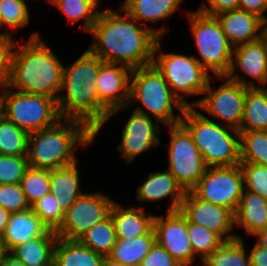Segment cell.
<instances>
[{
	"label": "cell",
	"mask_w": 267,
	"mask_h": 266,
	"mask_svg": "<svg viewBox=\"0 0 267 266\" xmlns=\"http://www.w3.org/2000/svg\"><path fill=\"white\" fill-rule=\"evenodd\" d=\"M29 8L26 0H0V21L2 27L23 28L30 24Z\"/></svg>",
	"instance_id": "obj_36"
},
{
	"label": "cell",
	"mask_w": 267,
	"mask_h": 266,
	"mask_svg": "<svg viewBox=\"0 0 267 266\" xmlns=\"http://www.w3.org/2000/svg\"><path fill=\"white\" fill-rule=\"evenodd\" d=\"M155 242L153 229L148 234L133 239H117L106 259L121 266H139Z\"/></svg>",
	"instance_id": "obj_26"
},
{
	"label": "cell",
	"mask_w": 267,
	"mask_h": 266,
	"mask_svg": "<svg viewBox=\"0 0 267 266\" xmlns=\"http://www.w3.org/2000/svg\"><path fill=\"white\" fill-rule=\"evenodd\" d=\"M145 208L144 206L125 208L116 201L113 203L110 216L114 223L117 239H133L146 235L153 229L155 215H148Z\"/></svg>",
	"instance_id": "obj_22"
},
{
	"label": "cell",
	"mask_w": 267,
	"mask_h": 266,
	"mask_svg": "<svg viewBox=\"0 0 267 266\" xmlns=\"http://www.w3.org/2000/svg\"><path fill=\"white\" fill-rule=\"evenodd\" d=\"M116 240L115 227L110 215L91 227L79 239L83 245L89 247L95 253L103 255L105 258L111 253Z\"/></svg>",
	"instance_id": "obj_31"
},
{
	"label": "cell",
	"mask_w": 267,
	"mask_h": 266,
	"mask_svg": "<svg viewBox=\"0 0 267 266\" xmlns=\"http://www.w3.org/2000/svg\"><path fill=\"white\" fill-rule=\"evenodd\" d=\"M3 252H4V250H3L2 246L0 245V258H1L2 254H3Z\"/></svg>",
	"instance_id": "obj_54"
},
{
	"label": "cell",
	"mask_w": 267,
	"mask_h": 266,
	"mask_svg": "<svg viewBox=\"0 0 267 266\" xmlns=\"http://www.w3.org/2000/svg\"><path fill=\"white\" fill-rule=\"evenodd\" d=\"M256 243L267 248V226L265 229L257 231L254 235Z\"/></svg>",
	"instance_id": "obj_49"
},
{
	"label": "cell",
	"mask_w": 267,
	"mask_h": 266,
	"mask_svg": "<svg viewBox=\"0 0 267 266\" xmlns=\"http://www.w3.org/2000/svg\"><path fill=\"white\" fill-rule=\"evenodd\" d=\"M243 173L244 189L257 193L267 199V166L240 162Z\"/></svg>",
	"instance_id": "obj_41"
},
{
	"label": "cell",
	"mask_w": 267,
	"mask_h": 266,
	"mask_svg": "<svg viewBox=\"0 0 267 266\" xmlns=\"http://www.w3.org/2000/svg\"><path fill=\"white\" fill-rule=\"evenodd\" d=\"M226 76L247 87H267V50L262 39L233 47L232 64ZM248 76L251 81L246 79Z\"/></svg>",
	"instance_id": "obj_16"
},
{
	"label": "cell",
	"mask_w": 267,
	"mask_h": 266,
	"mask_svg": "<svg viewBox=\"0 0 267 266\" xmlns=\"http://www.w3.org/2000/svg\"><path fill=\"white\" fill-rule=\"evenodd\" d=\"M159 38L154 49L153 65L163 75L171 91L188 106L186 97L202 96L211 78L209 73L193 55L165 53Z\"/></svg>",
	"instance_id": "obj_9"
},
{
	"label": "cell",
	"mask_w": 267,
	"mask_h": 266,
	"mask_svg": "<svg viewBox=\"0 0 267 266\" xmlns=\"http://www.w3.org/2000/svg\"><path fill=\"white\" fill-rule=\"evenodd\" d=\"M160 137H138L132 135H122L118 151L120 157L131 164L135 158L153 147L160 145Z\"/></svg>",
	"instance_id": "obj_38"
},
{
	"label": "cell",
	"mask_w": 267,
	"mask_h": 266,
	"mask_svg": "<svg viewBox=\"0 0 267 266\" xmlns=\"http://www.w3.org/2000/svg\"><path fill=\"white\" fill-rule=\"evenodd\" d=\"M57 239L55 231L49 230L43 237L20 244L10 253L26 266H53Z\"/></svg>",
	"instance_id": "obj_25"
},
{
	"label": "cell",
	"mask_w": 267,
	"mask_h": 266,
	"mask_svg": "<svg viewBox=\"0 0 267 266\" xmlns=\"http://www.w3.org/2000/svg\"><path fill=\"white\" fill-rule=\"evenodd\" d=\"M238 8L254 13L264 21L267 18V0H239Z\"/></svg>",
	"instance_id": "obj_46"
},
{
	"label": "cell",
	"mask_w": 267,
	"mask_h": 266,
	"mask_svg": "<svg viewBox=\"0 0 267 266\" xmlns=\"http://www.w3.org/2000/svg\"><path fill=\"white\" fill-rule=\"evenodd\" d=\"M158 121L137 110H132L129 119L123 126L122 135L138 137H160L161 127Z\"/></svg>",
	"instance_id": "obj_39"
},
{
	"label": "cell",
	"mask_w": 267,
	"mask_h": 266,
	"mask_svg": "<svg viewBox=\"0 0 267 266\" xmlns=\"http://www.w3.org/2000/svg\"><path fill=\"white\" fill-rule=\"evenodd\" d=\"M0 206L9 213L31 208L20 184H0Z\"/></svg>",
	"instance_id": "obj_42"
},
{
	"label": "cell",
	"mask_w": 267,
	"mask_h": 266,
	"mask_svg": "<svg viewBox=\"0 0 267 266\" xmlns=\"http://www.w3.org/2000/svg\"><path fill=\"white\" fill-rule=\"evenodd\" d=\"M29 133L0 113V154L27 156Z\"/></svg>",
	"instance_id": "obj_32"
},
{
	"label": "cell",
	"mask_w": 267,
	"mask_h": 266,
	"mask_svg": "<svg viewBox=\"0 0 267 266\" xmlns=\"http://www.w3.org/2000/svg\"><path fill=\"white\" fill-rule=\"evenodd\" d=\"M115 200L101 192L84 193L64 213L58 238L79 240L91 227L105 220Z\"/></svg>",
	"instance_id": "obj_13"
},
{
	"label": "cell",
	"mask_w": 267,
	"mask_h": 266,
	"mask_svg": "<svg viewBox=\"0 0 267 266\" xmlns=\"http://www.w3.org/2000/svg\"><path fill=\"white\" fill-rule=\"evenodd\" d=\"M229 43L235 47L261 39L264 20L242 9H234L216 15Z\"/></svg>",
	"instance_id": "obj_20"
},
{
	"label": "cell",
	"mask_w": 267,
	"mask_h": 266,
	"mask_svg": "<svg viewBox=\"0 0 267 266\" xmlns=\"http://www.w3.org/2000/svg\"><path fill=\"white\" fill-rule=\"evenodd\" d=\"M31 208L50 230L56 231L62 224L64 212L61 210L53 193L50 192L44 195Z\"/></svg>",
	"instance_id": "obj_37"
},
{
	"label": "cell",
	"mask_w": 267,
	"mask_h": 266,
	"mask_svg": "<svg viewBox=\"0 0 267 266\" xmlns=\"http://www.w3.org/2000/svg\"><path fill=\"white\" fill-rule=\"evenodd\" d=\"M106 258L79 240L57 239L53 266H103Z\"/></svg>",
	"instance_id": "obj_27"
},
{
	"label": "cell",
	"mask_w": 267,
	"mask_h": 266,
	"mask_svg": "<svg viewBox=\"0 0 267 266\" xmlns=\"http://www.w3.org/2000/svg\"><path fill=\"white\" fill-rule=\"evenodd\" d=\"M101 0H51L55 8H58L66 19L71 23L82 20V30L89 33L100 12L99 4Z\"/></svg>",
	"instance_id": "obj_29"
},
{
	"label": "cell",
	"mask_w": 267,
	"mask_h": 266,
	"mask_svg": "<svg viewBox=\"0 0 267 266\" xmlns=\"http://www.w3.org/2000/svg\"><path fill=\"white\" fill-rule=\"evenodd\" d=\"M261 39L264 42L267 50V22L263 23Z\"/></svg>",
	"instance_id": "obj_51"
},
{
	"label": "cell",
	"mask_w": 267,
	"mask_h": 266,
	"mask_svg": "<svg viewBox=\"0 0 267 266\" xmlns=\"http://www.w3.org/2000/svg\"><path fill=\"white\" fill-rule=\"evenodd\" d=\"M250 266H267V248L255 242L252 250H248Z\"/></svg>",
	"instance_id": "obj_47"
},
{
	"label": "cell",
	"mask_w": 267,
	"mask_h": 266,
	"mask_svg": "<svg viewBox=\"0 0 267 266\" xmlns=\"http://www.w3.org/2000/svg\"><path fill=\"white\" fill-rule=\"evenodd\" d=\"M224 82L217 88L211 85L210 78L202 98L191 101V106L200 109V112L208 113L213 120L223 126L240 131L243 115L244 102L247 89L238 82L230 80L227 76H216ZM222 121V122H221Z\"/></svg>",
	"instance_id": "obj_10"
},
{
	"label": "cell",
	"mask_w": 267,
	"mask_h": 266,
	"mask_svg": "<svg viewBox=\"0 0 267 266\" xmlns=\"http://www.w3.org/2000/svg\"><path fill=\"white\" fill-rule=\"evenodd\" d=\"M103 61L88 48L63 67V82L57 99L60 117L85 123L95 132L110 111L99 101L96 80ZM64 91V94H62Z\"/></svg>",
	"instance_id": "obj_3"
},
{
	"label": "cell",
	"mask_w": 267,
	"mask_h": 266,
	"mask_svg": "<svg viewBox=\"0 0 267 266\" xmlns=\"http://www.w3.org/2000/svg\"><path fill=\"white\" fill-rule=\"evenodd\" d=\"M20 187L30 207L50 193V170L29 167L25 172Z\"/></svg>",
	"instance_id": "obj_34"
},
{
	"label": "cell",
	"mask_w": 267,
	"mask_h": 266,
	"mask_svg": "<svg viewBox=\"0 0 267 266\" xmlns=\"http://www.w3.org/2000/svg\"><path fill=\"white\" fill-rule=\"evenodd\" d=\"M169 128L167 170L183 189L191 191L205 173L207 166L188 129L180 122Z\"/></svg>",
	"instance_id": "obj_11"
},
{
	"label": "cell",
	"mask_w": 267,
	"mask_h": 266,
	"mask_svg": "<svg viewBox=\"0 0 267 266\" xmlns=\"http://www.w3.org/2000/svg\"><path fill=\"white\" fill-rule=\"evenodd\" d=\"M267 226V199L261 195L243 189L236 212L234 227L244 228L247 235H254Z\"/></svg>",
	"instance_id": "obj_23"
},
{
	"label": "cell",
	"mask_w": 267,
	"mask_h": 266,
	"mask_svg": "<svg viewBox=\"0 0 267 266\" xmlns=\"http://www.w3.org/2000/svg\"><path fill=\"white\" fill-rule=\"evenodd\" d=\"M180 212L189 223L203 226L218 234L224 241L241 238L239 233L231 234L234 227V214L225 207L198 198L192 191H187Z\"/></svg>",
	"instance_id": "obj_15"
},
{
	"label": "cell",
	"mask_w": 267,
	"mask_h": 266,
	"mask_svg": "<svg viewBox=\"0 0 267 266\" xmlns=\"http://www.w3.org/2000/svg\"><path fill=\"white\" fill-rule=\"evenodd\" d=\"M137 102L142 104V106L136 107L135 104L137 105ZM132 106L136 107L134 108L135 110L146 114L148 117H154L159 123H164L165 126L180 123L187 107L171 91L163 75L153 64L133 69L131 73L129 104L112 110L109 118L94 132V139H96L104 125H106V122L108 123V120L113 115ZM174 108H177L176 110L179 112L177 115Z\"/></svg>",
	"instance_id": "obj_5"
},
{
	"label": "cell",
	"mask_w": 267,
	"mask_h": 266,
	"mask_svg": "<svg viewBox=\"0 0 267 266\" xmlns=\"http://www.w3.org/2000/svg\"><path fill=\"white\" fill-rule=\"evenodd\" d=\"M240 131H267V88L249 87Z\"/></svg>",
	"instance_id": "obj_28"
},
{
	"label": "cell",
	"mask_w": 267,
	"mask_h": 266,
	"mask_svg": "<svg viewBox=\"0 0 267 266\" xmlns=\"http://www.w3.org/2000/svg\"><path fill=\"white\" fill-rule=\"evenodd\" d=\"M94 132L83 122L61 119L55 125L29 133L28 162L33 168L54 170L75 164L76 149H86Z\"/></svg>",
	"instance_id": "obj_4"
},
{
	"label": "cell",
	"mask_w": 267,
	"mask_h": 266,
	"mask_svg": "<svg viewBox=\"0 0 267 266\" xmlns=\"http://www.w3.org/2000/svg\"><path fill=\"white\" fill-rule=\"evenodd\" d=\"M131 73L132 69L125 65L101 64L95 83L99 101L110 112L129 104Z\"/></svg>",
	"instance_id": "obj_17"
},
{
	"label": "cell",
	"mask_w": 267,
	"mask_h": 266,
	"mask_svg": "<svg viewBox=\"0 0 267 266\" xmlns=\"http://www.w3.org/2000/svg\"><path fill=\"white\" fill-rule=\"evenodd\" d=\"M64 64L38 31L23 43L15 40L9 61L8 88L58 99Z\"/></svg>",
	"instance_id": "obj_2"
},
{
	"label": "cell",
	"mask_w": 267,
	"mask_h": 266,
	"mask_svg": "<svg viewBox=\"0 0 267 266\" xmlns=\"http://www.w3.org/2000/svg\"><path fill=\"white\" fill-rule=\"evenodd\" d=\"M0 266H26L10 252L4 251L0 258Z\"/></svg>",
	"instance_id": "obj_48"
},
{
	"label": "cell",
	"mask_w": 267,
	"mask_h": 266,
	"mask_svg": "<svg viewBox=\"0 0 267 266\" xmlns=\"http://www.w3.org/2000/svg\"><path fill=\"white\" fill-rule=\"evenodd\" d=\"M240 162L267 166V131H239Z\"/></svg>",
	"instance_id": "obj_33"
},
{
	"label": "cell",
	"mask_w": 267,
	"mask_h": 266,
	"mask_svg": "<svg viewBox=\"0 0 267 266\" xmlns=\"http://www.w3.org/2000/svg\"><path fill=\"white\" fill-rule=\"evenodd\" d=\"M191 35L199 57L198 62L216 76H226L232 64L233 46L229 43L216 16L199 10L187 12Z\"/></svg>",
	"instance_id": "obj_8"
},
{
	"label": "cell",
	"mask_w": 267,
	"mask_h": 266,
	"mask_svg": "<svg viewBox=\"0 0 267 266\" xmlns=\"http://www.w3.org/2000/svg\"><path fill=\"white\" fill-rule=\"evenodd\" d=\"M244 189L240 165L207 167L191 190L198 198L236 212Z\"/></svg>",
	"instance_id": "obj_12"
},
{
	"label": "cell",
	"mask_w": 267,
	"mask_h": 266,
	"mask_svg": "<svg viewBox=\"0 0 267 266\" xmlns=\"http://www.w3.org/2000/svg\"><path fill=\"white\" fill-rule=\"evenodd\" d=\"M0 113L17 127L32 133L55 125L60 117L54 98L0 87Z\"/></svg>",
	"instance_id": "obj_7"
},
{
	"label": "cell",
	"mask_w": 267,
	"mask_h": 266,
	"mask_svg": "<svg viewBox=\"0 0 267 266\" xmlns=\"http://www.w3.org/2000/svg\"><path fill=\"white\" fill-rule=\"evenodd\" d=\"M187 231L194 256H199L201 261L206 259L224 241L215 232L188 221Z\"/></svg>",
	"instance_id": "obj_35"
},
{
	"label": "cell",
	"mask_w": 267,
	"mask_h": 266,
	"mask_svg": "<svg viewBox=\"0 0 267 266\" xmlns=\"http://www.w3.org/2000/svg\"><path fill=\"white\" fill-rule=\"evenodd\" d=\"M203 266H250L243 237L223 241L206 259Z\"/></svg>",
	"instance_id": "obj_30"
},
{
	"label": "cell",
	"mask_w": 267,
	"mask_h": 266,
	"mask_svg": "<svg viewBox=\"0 0 267 266\" xmlns=\"http://www.w3.org/2000/svg\"><path fill=\"white\" fill-rule=\"evenodd\" d=\"M239 0H206L199 7V11L208 15L216 16L217 14L238 9Z\"/></svg>",
	"instance_id": "obj_45"
},
{
	"label": "cell",
	"mask_w": 267,
	"mask_h": 266,
	"mask_svg": "<svg viewBox=\"0 0 267 266\" xmlns=\"http://www.w3.org/2000/svg\"><path fill=\"white\" fill-rule=\"evenodd\" d=\"M77 162L73 165L50 170V192L65 213L84 192L81 187Z\"/></svg>",
	"instance_id": "obj_24"
},
{
	"label": "cell",
	"mask_w": 267,
	"mask_h": 266,
	"mask_svg": "<svg viewBox=\"0 0 267 266\" xmlns=\"http://www.w3.org/2000/svg\"><path fill=\"white\" fill-rule=\"evenodd\" d=\"M89 34L93 40L88 49L103 62L125 65L132 70L153 63L159 37L122 7L120 11L109 8L100 11Z\"/></svg>",
	"instance_id": "obj_1"
},
{
	"label": "cell",
	"mask_w": 267,
	"mask_h": 266,
	"mask_svg": "<svg viewBox=\"0 0 267 266\" xmlns=\"http://www.w3.org/2000/svg\"><path fill=\"white\" fill-rule=\"evenodd\" d=\"M185 0H124L121 7L138 23L151 29L159 38L167 33L166 27L151 28L147 23H156L171 17ZM148 21V22H147Z\"/></svg>",
	"instance_id": "obj_21"
},
{
	"label": "cell",
	"mask_w": 267,
	"mask_h": 266,
	"mask_svg": "<svg viewBox=\"0 0 267 266\" xmlns=\"http://www.w3.org/2000/svg\"><path fill=\"white\" fill-rule=\"evenodd\" d=\"M1 29H3L1 21H0V37H13L12 36V32L9 31H5V32H1Z\"/></svg>",
	"instance_id": "obj_52"
},
{
	"label": "cell",
	"mask_w": 267,
	"mask_h": 266,
	"mask_svg": "<svg viewBox=\"0 0 267 266\" xmlns=\"http://www.w3.org/2000/svg\"><path fill=\"white\" fill-rule=\"evenodd\" d=\"M140 186L136 188V200L138 202H156L163 199H171L167 212L177 211L185 197L186 191L177 179L166 169L148 174Z\"/></svg>",
	"instance_id": "obj_18"
},
{
	"label": "cell",
	"mask_w": 267,
	"mask_h": 266,
	"mask_svg": "<svg viewBox=\"0 0 267 266\" xmlns=\"http://www.w3.org/2000/svg\"><path fill=\"white\" fill-rule=\"evenodd\" d=\"M29 167L27 156L0 154V184H20Z\"/></svg>",
	"instance_id": "obj_40"
},
{
	"label": "cell",
	"mask_w": 267,
	"mask_h": 266,
	"mask_svg": "<svg viewBox=\"0 0 267 266\" xmlns=\"http://www.w3.org/2000/svg\"><path fill=\"white\" fill-rule=\"evenodd\" d=\"M49 230L32 208L10 213L4 232L0 237V245L4 251L10 252L20 244L43 237Z\"/></svg>",
	"instance_id": "obj_19"
},
{
	"label": "cell",
	"mask_w": 267,
	"mask_h": 266,
	"mask_svg": "<svg viewBox=\"0 0 267 266\" xmlns=\"http://www.w3.org/2000/svg\"><path fill=\"white\" fill-rule=\"evenodd\" d=\"M9 214L10 213L8 211H6L0 206V237L3 234L6 224L8 222Z\"/></svg>",
	"instance_id": "obj_50"
},
{
	"label": "cell",
	"mask_w": 267,
	"mask_h": 266,
	"mask_svg": "<svg viewBox=\"0 0 267 266\" xmlns=\"http://www.w3.org/2000/svg\"><path fill=\"white\" fill-rule=\"evenodd\" d=\"M181 123L191 133L207 167L240 164L239 131L209 119L194 106L186 107Z\"/></svg>",
	"instance_id": "obj_6"
},
{
	"label": "cell",
	"mask_w": 267,
	"mask_h": 266,
	"mask_svg": "<svg viewBox=\"0 0 267 266\" xmlns=\"http://www.w3.org/2000/svg\"><path fill=\"white\" fill-rule=\"evenodd\" d=\"M103 266H121V265L114 264V263L110 262L109 260L105 259L103 262Z\"/></svg>",
	"instance_id": "obj_53"
},
{
	"label": "cell",
	"mask_w": 267,
	"mask_h": 266,
	"mask_svg": "<svg viewBox=\"0 0 267 266\" xmlns=\"http://www.w3.org/2000/svg\"><path fill=\"white\" fill-rule=\"evenodd\" d=\"M14 42L13 37H0V87L6 83L8 77L11 49Z\"/></svg>",
	"instance_id": "obj_44"
},
{
	"label": "cell",
	"mask_w": 267,
	"mask_h": 266,
	"mask_svg": "<svg viewBox=\"0 0 267 266\" xmlns=\"http://www.w3.org/2000/svg\"><path fill=\"white\" fill-rule=\"evenodd\" d=\"M139 266H182L160 244L154 243Z\"/></svg>",
	"instance_id": "obj_43"
},
{
	"label": "cell",
	"mask_w": 267,
	"mask_h": 266,
	"mask_svg": "<svg viewBox=\"0 0 267 266\" xmlns=\"http://www.w3.org/2000/svg\"><path fill=\"white\" fill-rule=\"evenodd\" d=\"M153 230L160 244L182 266L194 264L195 256L189 241L187 219L180 210L154 217Z\"/></svg>",
	"instance_id": "obj_14"
}]
</instances>
